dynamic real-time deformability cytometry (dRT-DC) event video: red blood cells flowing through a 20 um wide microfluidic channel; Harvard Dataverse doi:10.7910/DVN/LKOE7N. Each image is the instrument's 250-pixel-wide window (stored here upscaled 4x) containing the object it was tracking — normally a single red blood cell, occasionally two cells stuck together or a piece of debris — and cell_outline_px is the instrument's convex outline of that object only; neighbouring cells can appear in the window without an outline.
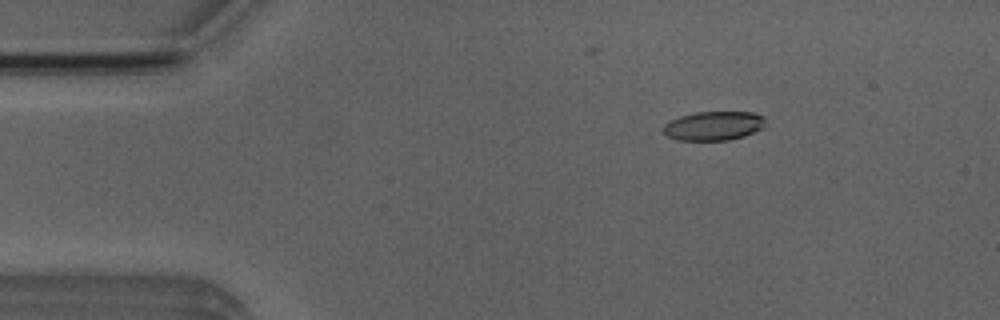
{"species": "Egyptian fruit bat (a non-hibernating species)", "species_latin": "Rousettus aegyptiacus", "temperature_condition": "room temperature", "stored_images_in_passage": 3, "camera_frame_rate_fps": 3000, "um_per_image_px": 0.085, "animal": {"sex": "male"}, "frame": {"image": 1, "passage_image": 1, "time_ms": 0.0, "image_size_px": [1000, 320], "cell_outline_px": [[764, 124], [760, 128], [744, 136], [728, 140], [676, 140], [668, 136], [664, 132], [664, 124], [680, 116], [696, 112], [752, 112], [764, 116]], "centroid_in_image_um": [60.64, 10.69], "position_along_channel_um": 24.4, "area_um2": 17.05}}
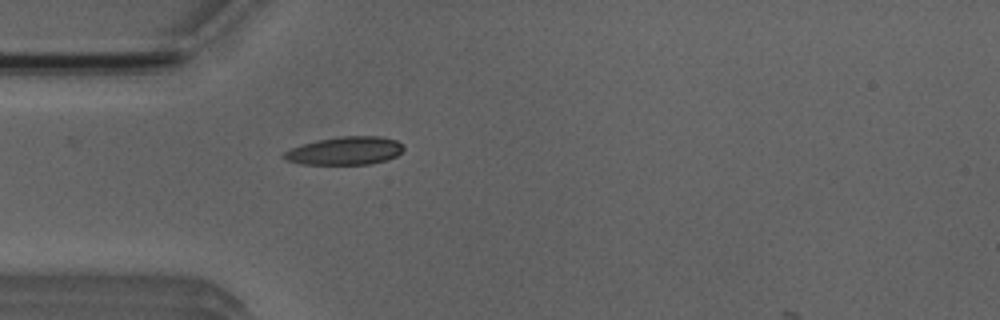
{"frame": {"image": 2, "passage_image": 3, "time_ms": 2.333, "image_size_px": [1000, 320], "cell_outline_px": [[404, 148], [396, 156], [388, 160], [372, 164], [300, 164], [284, 160], [280, 156], [284, 152], [292, 148], [304, 144], [320, 140], [344, 136], [380, 136], [396, 140], [404, 144]], "centroid_in_image_um": [29.35, 12.83], "position_along_channel_um": 55.7, "area_um2": 19.59}}